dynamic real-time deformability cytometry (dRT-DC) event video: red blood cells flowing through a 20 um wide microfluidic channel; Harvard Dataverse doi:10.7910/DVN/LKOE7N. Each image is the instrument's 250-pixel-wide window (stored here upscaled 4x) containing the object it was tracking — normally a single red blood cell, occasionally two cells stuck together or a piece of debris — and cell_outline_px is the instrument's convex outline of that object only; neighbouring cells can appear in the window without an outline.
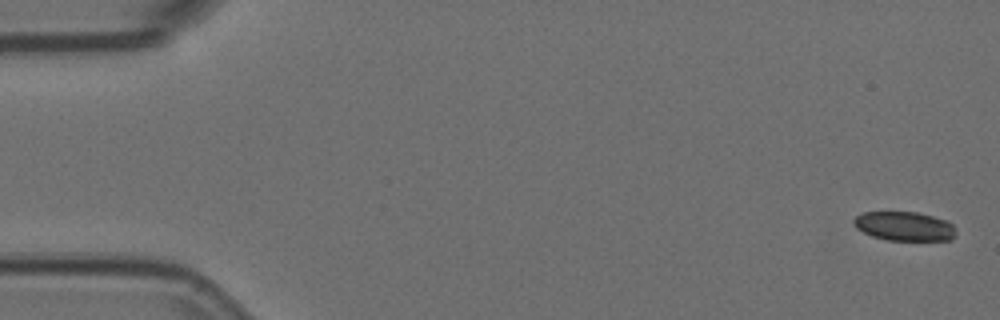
{"species": "Egyptian fruit bat (a non-hibernating species)", "species_latin": "Rousettus aegyptiacus", "temperature_condition": "room temperature", "stored_images_in_passage": 5, "camera_frame_rate_fps": 3000, "um_per_image_px": 0.085, "animal": {"sex": "female"}, "frame": {"image": 1, "passage_image": 1, "time_ms": 0.0, "image_size_px": [1000, 320], "cell_outline_px": [[956, 236], [952, 240], [888, 240], [872, 236], [856, 228], [852, 224], [852, 220], [856, 216], [864, 212], [916, 212], [948, 220], [952, 224], [956, 232]], "centroid_in_image_um": [76.88, 19.23], "position_along_channel_um": 8.1, "area_um2": 17.46}}